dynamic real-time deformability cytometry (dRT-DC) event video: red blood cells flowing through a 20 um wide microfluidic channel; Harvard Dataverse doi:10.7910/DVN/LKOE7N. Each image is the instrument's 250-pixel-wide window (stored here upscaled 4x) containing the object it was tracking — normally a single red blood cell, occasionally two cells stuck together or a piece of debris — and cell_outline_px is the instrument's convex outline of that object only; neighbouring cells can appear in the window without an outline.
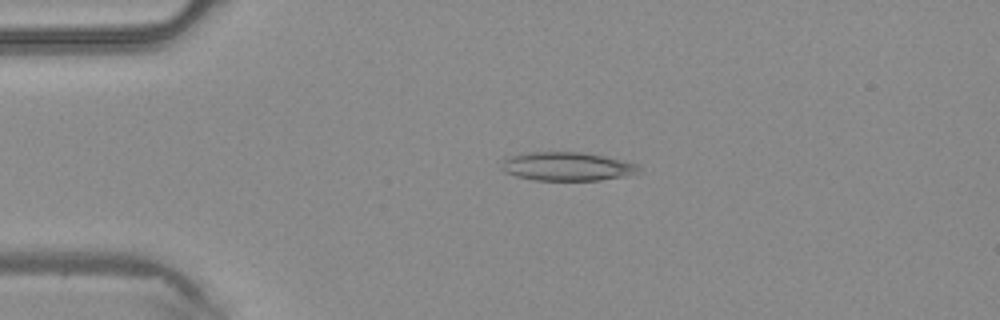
{"species": "common noctule bat (a hibernating species)", "species_latin": "Nyctalus noctula", "temperature_condition": "warm", "stored_images_in_passage": 3, "camera_frame_rate_fps": 3000, "um_per_image_px": 0.085, "animal": {"sex": "male", "body_mass_g": 20.4}, "frame": {"image": 1, "passage_image": 2, "time_ms": 0.333, "image_size_px": [1000, 320], "cell_outline_px": [[640, 172], [624, 176], [600, 180], [532, 180], [516, 176], [504, 172], [500, 168], [500, 164], [504, 156], [528, 152], [584, 152], [604, 156], [640, 164]], "centroid_in_image_um": [48.15, 14.14], "position_along_channel_um": 36.9, "area_um2": 23.29}}